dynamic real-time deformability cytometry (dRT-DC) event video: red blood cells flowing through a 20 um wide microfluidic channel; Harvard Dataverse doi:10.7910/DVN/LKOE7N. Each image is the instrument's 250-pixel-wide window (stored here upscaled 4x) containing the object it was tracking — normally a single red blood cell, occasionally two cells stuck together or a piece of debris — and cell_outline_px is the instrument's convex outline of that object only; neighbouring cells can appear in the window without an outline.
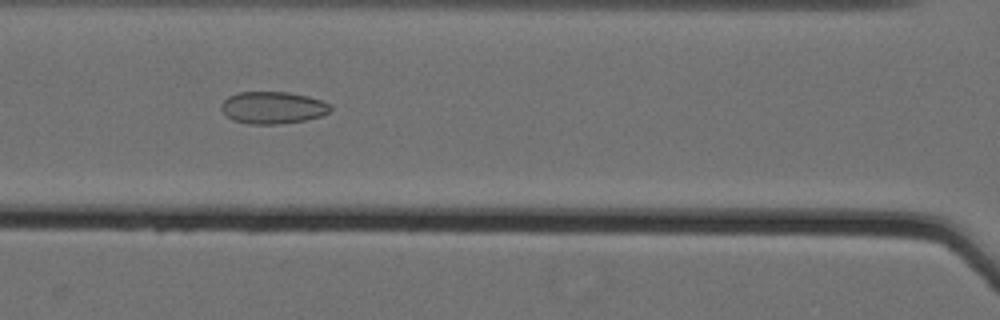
{"species": "Egyptian fruit bat (a non-hibernating species)", "species_latin": "Rousettus aegyptiacus", "temperature_condition": "cold", "stored_images_in_passage": 61, "camera_frame_rate_fps": 3000, "um_per_image_px": 0.085, "animal": {"sex": "female"}, "frame": {"image": 1, "passage_image": 31, "time_ms": 10.0, "image_size_px": [1000, 320], "cell_outline_px": [[332, 108], [328, 112], [320, 116], [304, 120], [280, 124], [248, 124], [232, 120], [220, 108], [220, 104], [228, 96], [236, 92], [288, 92], [308, 96], [324, 100], [332, 104]], "centroid_in_image_um": [23.19, 9.14], "position_along_channel_um": 143.4, "area_um2": 20.63}}
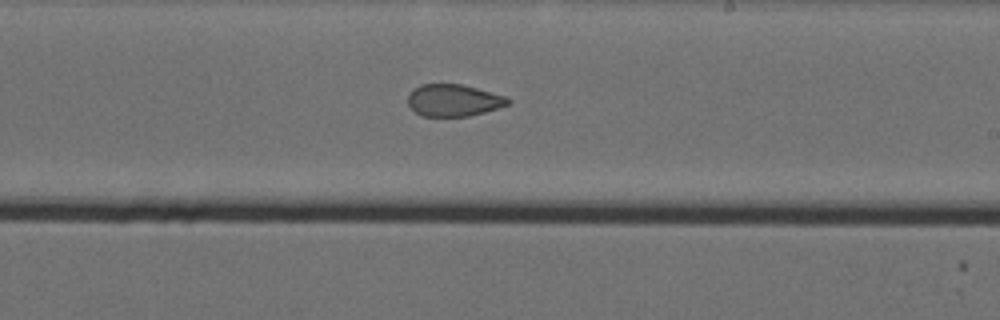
{"frame": {"image": 2, "passage_image": 40, "time_ms": 13.0, "image_size_px": [1000, 320], "cell_outline_px": [[512, 100], [508, 104], [484, 112], [468, 116], [424, 116], [416, 112], [408, 104], [408, 92], [420, 84], [460, 84], [508, 96]], "centroid_in_image_um": [38.55, 8.51], "position_along_channel_um": 250.4, "area_um2": 18.61}}
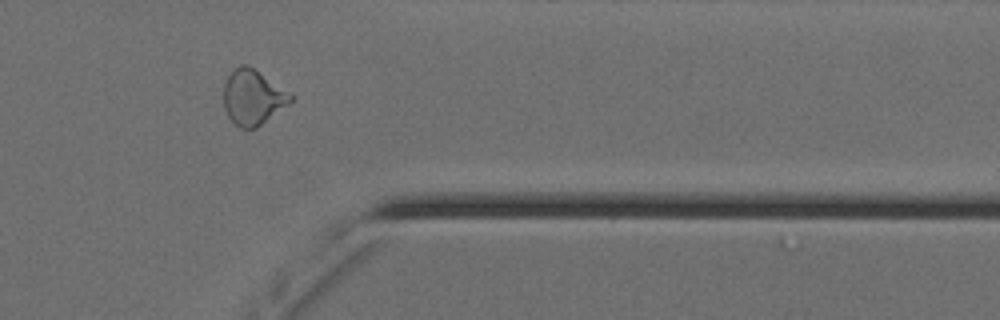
{"frame": {"image": 3, "passage_image": 52, "time_ms": 17.0, "image_size_px": [1000, 320], "cell_outline_px": [[292, 100], [288, 104], [256, 128], [240, 128], [228, 116], [224, 108], [224, 84], [228, 76], [240, 64], [248, 64], [292, 96]], "centroid_in_image_um": [21.44, 8.27], "position_along_channel_um": 390.0, "area_um2": 20.87}, "authors_computed_cell_mechanics": {"area_um2": 23.1778, "velocity_mm_per_s": 3.5648, "shape_relaxation_time_tau1_ms": null, "shape_relaxation_time_tau2_ms": 2.7047, "deformation_change_tau1": null, "deformation_change_tau2": 0.0801}}